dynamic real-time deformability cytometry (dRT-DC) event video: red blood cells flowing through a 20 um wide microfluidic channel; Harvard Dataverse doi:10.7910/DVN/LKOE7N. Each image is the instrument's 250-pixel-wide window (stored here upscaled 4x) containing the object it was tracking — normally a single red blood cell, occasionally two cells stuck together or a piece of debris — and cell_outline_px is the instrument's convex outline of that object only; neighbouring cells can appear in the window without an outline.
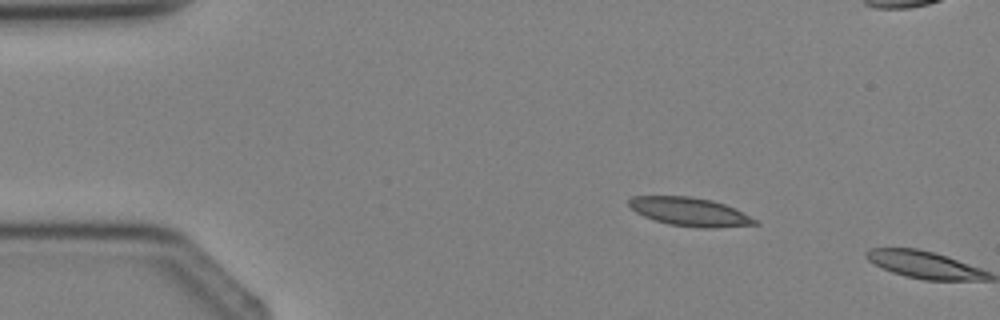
{"species": "Egyptian fruit bat (a non-hibernating species)", "species_latin": "Rousettus aegyptiacus", "temperature_condition": "cold", "stored_images_in_passage": 2, "camera_frame_rate_fps": 3000, "um_per_image_px": 0.085, "animal": {"sex": "female"}, "frame": {"image": 1, "passage_image": 1, "time_ms": 0.0, "image_size_px": [1000, 320], "cell_outline_px": [[760, 224], [712, 228], [700, 228], [668, 224], [644, 216], [636, 212], [628, 204], [628, 200], [632, 196], [692, 196], [712, 200], [724, 204], [756, 220]], "centroid_in_image_um": [58.59, 18.0], "position_along_channel_um": 26.4, "area_um2": 20.69}}